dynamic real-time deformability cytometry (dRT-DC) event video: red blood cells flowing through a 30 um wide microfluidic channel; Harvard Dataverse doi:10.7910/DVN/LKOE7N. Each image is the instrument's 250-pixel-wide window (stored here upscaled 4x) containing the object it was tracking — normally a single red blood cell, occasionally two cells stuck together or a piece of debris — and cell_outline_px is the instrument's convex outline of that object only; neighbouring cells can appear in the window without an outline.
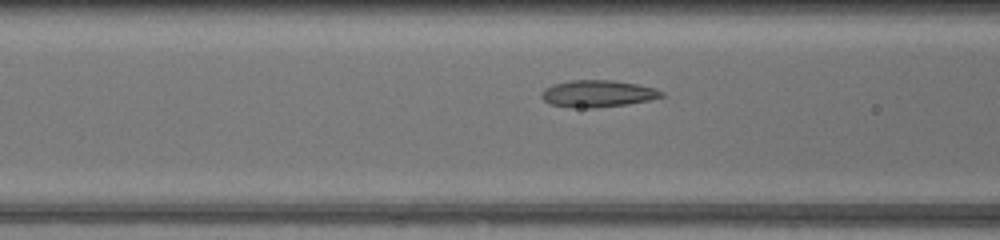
{"species": "common noctule bat (a hibernating species)", "species_latin": "Nyctalus noctula", "temperature_condition": "warm", "stored_images_in_passage": 34, "camera_frame_rate_fps": 3000, "um_per_image_px": 0.085, "animal": {"sex": "female", "body_mass_g": 17.0, "forearm_length_mm": 48.0}, "frame": {"image": 1, "passage_image": 6, "time_ms": 1.667, "image_size_px": [1000, 240], "cell_outline_px": [[664, 96], [648, 100], [628, 104], [596, 108], [588, 108], [552, 104], [544, 100], [540, 96], [544, 88], [552, 84], [572, 80], [612, 80], [636, 84], [656, 88], [664, 92]], "centroid_in_image_um": [50.82, 7.95], "position_along_channel_um": 115.8, "area_um2": 18.67}}
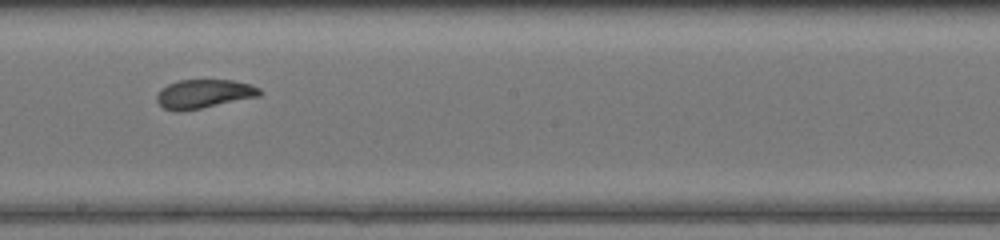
{"frame": {"image": 2, "passage_image": 14, "time_ms": 4.333, "image_size_px": [1000, 240], "cell_outline_px": [[260, 96], [200, 108], [176, 112], [164, 108], [156, 100], [156, 96], [160, 88], [176, 80], [232, 80], [252, 84], [260, 88]], "centroid_in_image_um": [17.3, 7.96], "position_along_channel_um": 230.9, "area_um2": 17.28}}
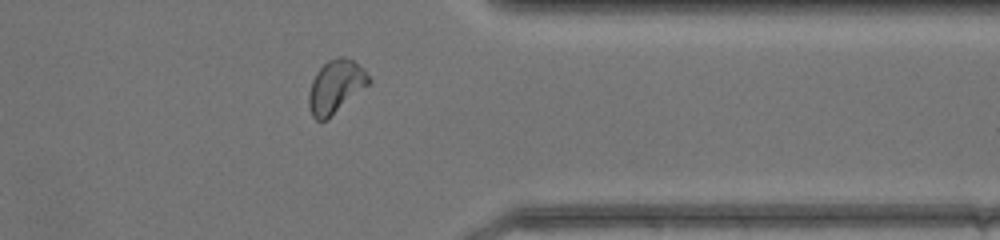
{"frame": {"image": 3, "passage_image": 25, "time_ms": 8.0, "image_size_px": [1000, 240], "cell_outline_px": [[372, 80], [368, 84], [328, 120], [316, 120], [312, 116], [308, 104], [308, 92], [312, 80], [316, 72], [328, 60], [336, 56], [340, 56], [352, 60], [364, 68]], "centroid_in_image_um": [28.52, 7.36], "position_along_channel_um": 382.9, "area_um2": 18.61}, "authors_computed_cell_mechanics": {"area_um2": 18.0914, "velocity_mm_per_s": 4.3197, "shape_relaxation_time_tau1_ms": 8.0974, "shape_relaxation_time_tau2_ms": 0.8684, "deformation_change_tau1": 0.2025, "deformation_change_tau2": 0.0543}}